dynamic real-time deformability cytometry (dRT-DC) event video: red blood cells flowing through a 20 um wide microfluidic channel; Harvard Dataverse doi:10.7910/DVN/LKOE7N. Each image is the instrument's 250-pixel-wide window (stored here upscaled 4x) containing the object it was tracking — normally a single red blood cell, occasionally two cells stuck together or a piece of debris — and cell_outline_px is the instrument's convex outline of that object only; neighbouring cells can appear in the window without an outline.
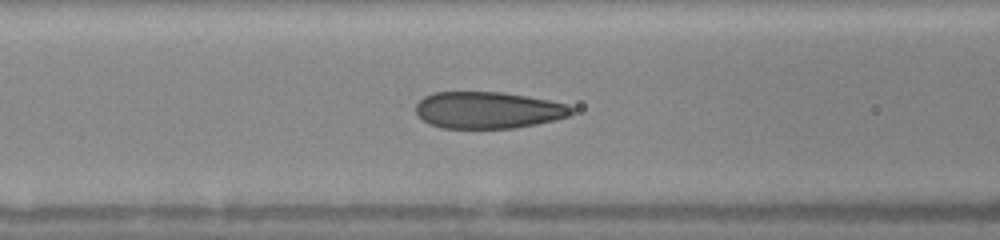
{"species": "human", "species_latin": "Homo sapiens", "temperature_condition": "warm", "stored_images_in_passage": 26, "segment_of_instrument_passage": [1, 2], "camera_frame_rate_fps": 3000, "um_per_image_px": 0.085, "donor": {"sex": "female"}, "frame": {"image": 1, "passage_image": 4, "time_ms": 1.333, "image_size_px": [1000, 240], "cell_outline_px": [[572, 112], [568, 116], [556, 120], [516, 128], [440, 128], [428, 124], [416, 112], [416, 104], [424, 96], [432, 92], [504, 92], [548, 100], [568, 104], [572, 108]], "centroid_in_image_um": [41.47, 9.36], "position_along_channel_um": 125.1, "area_um2": 33.41}}
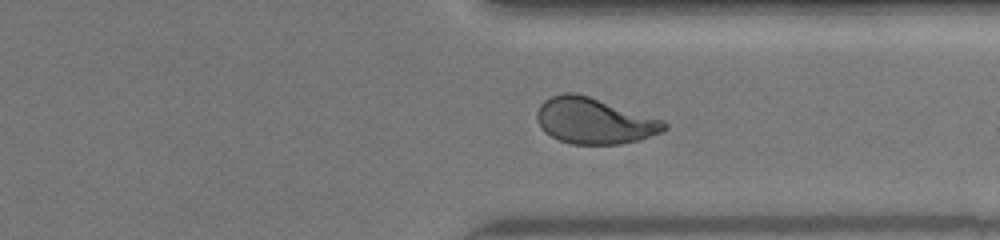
{"frame": {"image": 2, "passage_image": 17, "time_ms": 7.0, "image_size_px": [1000, 240], "cell_outline_px": [[668, 128], [660, 132], [640, 140], [620, 144], [572, 144], [560, 140], [544, 132], [540, 128], [536, 120], [536, 112], [540, 104], [544, 100], [552, 96], [564, 92], [576, 92], [664, 120], [668, 124]], "centroid_in_image_um": [50.49, 10.27], "position_along_channel_um": 360.9, "area_um2": 34.22}}
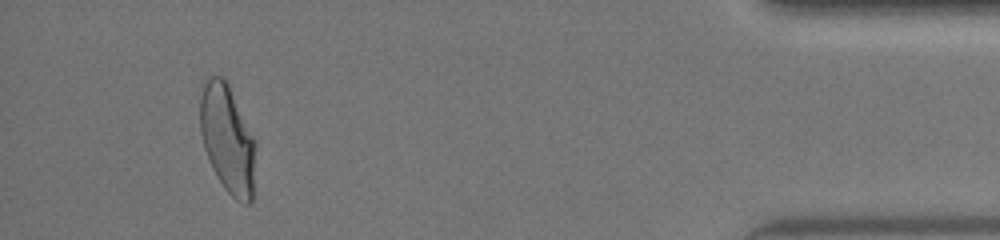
{"frame": {"image": 3, "passage_image": 23, "time_ms": 9.667, "image_size_px": [1000, 240], "cell_outline_px": [[256, 144], [252, 200], [248, 204], [244, 204], [236, 200], [224, 188], [212, 168], [204, 148], [200, 132], [200, 84], [208, 76], [220, 76], [228, 84]], "centroid_in_image_um": [19.3, 11.81], "position_along_channel_um": 415.9, "area_um2": 34.91}}